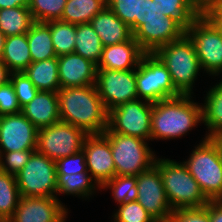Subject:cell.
<instances>
[{
	"instance_id": "cell-1",
	"label": "cell",
	"mask_w": 222,
	"mask_h": 222,
	"mask_svg": "<svg viewBox=\"0 0 222 222\" xmlns=\"http://www.w3.org/2000/svg\"><path fill=\"white\" fill-rule=\"evenodd\" d=\"M60 121L83 129L87 134H101L108 127V112L96 85L60 88Z\"/></svg>"
},
{
	"instance_id": "cell-2",
	"label": "cell",
	"mask_w": 222,
	"mask_h": 222,
	"mask_svg": "<svg viewBox=\"0 0 222 222\" xmlns=\"http://www.w3.org/2000/svg\"><path fill=\"white\" fill-rule=\"evenodd\" d=\"M191 99L180 95L153 103L151 141L180 138L202 123V106Z\"/></svg>"
},
{
	"instance_id": "cell-3",
	"label": "cell",
	"mask_w": 222,
	"mask_h": 222,
	"mask_svg": "<svg viewBox=\"0 0 222 222\" xmlns=\"http://www.w3.org/2000/svg\"><path fill=\"white\" fill-rule=\"evenodd\" d=\"M154 54L166 66L175 89L181 95H192L193 85L202 68L189 36L185 33L181 38L159 47Z\"/></svg>"
},
{
	"instance_id": "cell-4",
	"label": "cell",
	"mask_w": 222,
	"mask_h": 222,
	"mask_svg": "<svg viewBox=\"0 0 222 222\" xmlns=\"http://www.w3.org/2000/svg\"><path fill=\"white\" fill-rule=\"evenodd\" d=\"M154 165L159 169L172 210L200 208L208 204L209 200L183 162L156 158Z\"/></svg>"
},
{
	"instance_id": "cell-5",
	"label": "cell",
	"mask_w": 222,
	"mask_h": 222,
	"mask_svg": "<svg viewBox=\"0 0 222 222\" xmlns=\"http://www.w3.org/2000/svg\"><path fill=\"white\" fill-rule=\"evenodd\" d=\"M183 161L209 201L222 200V158L206 136Z\"/></svg>"
},
{
	"instance_id": "cell-6",
	"label": "cell",
	"mask_w": 222,
	"mask_h": 222,
	"mask_svg": "<svg viewBox=\"0 0 222 222\" xmlns=\"http://www.w3.org/2000/svg\"><path fill=\"white\" fill-rule=\"evenodd\" d=\"M108 138L117 176H137L150 169L156 154L147 141L117 132H103Z\"/></svg>"
},
{
	"instance_id": "cell-7",
	"label": "cell",
	"mask_w": 222,
	"mask_h": 222,
	"mask_svg": "<svg viewBox=\"0 0 222 222\" xmlns=\"http://www.w3.org/2000/svg\"><path fill=\"white\" fill-rule=\"evenodd\" d=\"M139 99L156 103L181 94L175 89L166 66L154 53H145L136 68Z\"/></svg>"
},
{
	"instance_id": "cell-8",
	"label": "cell",
	"mask_w": 222,
	"mask_h": 222,
	"mask_svg": "<svg viewBox=\"0 0 222 222\" xmlns=\"http://www.w3.org/2000/svg\"><path fill=\"white\" fill-rule=\"evenodd\" d=\"M204 72L218 76L222 72V33L207 15H198L186 29Z\"/></svg>"
},
{
	"instance_id": "cell-9",
	"label": "cell",
	"mask_w": 222,
	"mask_h": 222,
	"mask_svg": "<svg viewBox=\"0 0 222 222\" xmlns=\"http://www.w3.org/2000/svg\"><path fill=\"white\" fill-rule=\"evenodd\" d=\"M21 197H57L56 162L34 151L15 175Z\"/></svg>"
},
{
	"instance_id": "cell-10",
	"label": "cell",
	"mask_w": 222,
	"mask_h": 222,
	"mask_svg": "<svg viewBox=\"0 0 222 222\" xmlns=\"http://www.w3.org/2000/svg\"><path fill=\"white\" fill-rule=\"evenodd\" d=\"M87 135L81 128L58 121L38 130L36 151L56 162L82 150Z\"/></svg>"
},
{
	"instance_id": "cell-11",
	"label": "cell",
	"mask_w": 222,
	"mask_h": 222,
	"mask_svg": "<svg viewBox=\"0 0 222 222\" xmlns=\"http://www.w3.org/2000/svg\"><path fill=\"white\" fill-rule=\"evenodd\" d=\"M153 103L136 99L108 112V127L104 132L151 140V115Z\"/></svg>"
},
{
	"instance_id": "cell-12",
	"label": "cell",
	"mask_w": 222,
	"mask_h": 222,
	"mask_svg": "<svg viewBox=\"0 0 222 222\" xmlns=\"http://www.w3.org/2000/svg\"><path fill=\"white\" fill-rule=\"evenodd\" d=\"M95 85L107 112L138 99L136 70L97 69Z\"/></svg>"
},
{
	"instance_id": "cell-13",
	"label": "cell",
	"mask_w": 222,
	"mask_h": 222,
	"mask_svg": "<svg viewBox=\"0 0 222 222\" xmlns=\"http://www.w3.org/2000/svg\"><path fill=\"white\" fill-rule=\"evenodd\" d=\"M137 202L150 213L157 222H169L172 209L168 201L159 169L153 165L136 176Z\"/></svg>"
},
{
	"instance_id": "cell-14",
	"label": "cell",
	"mask_w": 222,
	"mask_h": 222,
	"mask_svg": "<svg viewBox=\"0 0 222 222\" xmlns=\"http://www.w3.org/2000/svg\"><path fill=\"white\" fill-rule=\"evenodd\" d=\"M38 130L22 113L0 116V153L36 149Z\"/></svg>"
},
{
	"instance_id": "cell-15",
	"label": "cell",
	"mask_w": 222,
	"mask_h": 222,
	"mask_svg": "<svg viewBox=\"0 0 222 222\" xmlns=\"http://www.w3.org/2000/svg\"><path fill=\"white\" fill-rule=\"evenodd\" d=\"M87 171L101 187L116 176L113 155L108 138L103 134H88L84 140Z\"/></svg>"
},
{
	"instance_id": "cell-16",
	"label": "cell",
	"mask_w": 222,
	"mask_h": 222,
	"mask_svg": "<svg viewBox=\"0 0 222 222\" xmlns=\"http://www.w3.org/2000/svg\"><path fill=\"white\" fill-rule=\"evenodd\" d=\"M186 29L174 18L146 20L133 37L145 53H154L159 47L181 38Z\"/></svg>"
},
{
	"instance_id": "cell-17",
	"label": "cell",
	"mask_w": 222,
	"mask_h": 222,
	"mask_svg": "<svg viewBox=\"0 0 222 222\" xmlns=\"http://www.w3.org/2000/svg\"><path fill=\"white\" fill-rule=\"evenodd\" d=\"M68 209L57 197H21L8 222H57Z\"/></svg>"
},
{
	"instance_id": "cell-18",
	"label": "cell",
	"mask_w": 222,
	"mask_h": 222,
	"mask_svg": "<svg viewBox=\"0 0 222 222\" xmlns=\"http://www.w3.org/2000/svg\"><path fill=\"white\" fill-rule=\"evenodd\" d=\"M58 75L61 88L96 84L97 65L76 53L58 57Z\"/></svg>"
},
{
	"instance_id": "cell-19",
	"label": "cell",
	"mask_w": 222,
	"mask_h": 222,
	"mask_svg": "<svg viewBox=\"0 0 222 222\" xmlns=\"http://www.w3.org/2000/svg\"><path fill=\"white\" fill-rule=\"evenodd\" d=\"M145 52L132 37L129 41L103 47L97 69L136 70Z\"/></svg>"
},
{
	"instance_id": "cell-20",
	"label": "cell",
	"mask_w": 222,
	"mask_h": 222,
	"mask_svg": "<svg viewBox=\"0 0 222 222\" xmlns=\"http://www.w3.org/2000/svg\"><path fill=\"white\" fill-rule=\"evenodd\" d=\"M21 113L38 129L60 121L57 92L38 91L36 96L21 108Z\"/></svg>"
},
{
	"instance_id": "cell-21",
	"label": "cell",
	"mask_w": 222,
	"mask_h": 222,
	"mask_svg": "<svg viewBox=\"0 0 222 222\" xmlns=\"http://www.w3.org/2000/svg\"><path fill=\"white\" fill-rule=\"evenodd\" d=\"M90 24L99 35L104 47L129 41L133 37L130 27L117 17L108 6L97 13Z\"/></svg>"
},
{
	"instance_id": "cell-22",
	"label": "cell",
	"mask_w": 222,
	"mask_h": 222,
	"mask_svg": "<svg viewBox=\"0 0 222 222\" xmlns=\"http://www.w3.org/2000/svg\"><path fill=\"white\" fill-rule=\"evenodd\" d=\"M39 91L58 92V57L31 62L23 71Z\"/></svg>"
},
{
	"instance_id": "cell-23",
	"label": "cell",
	"mask_w": 222,
	"mask_h": 222,
	"mask_svg": "<svg viewBox=\"0 0 222 222\" xmlns=\"http://www.w3.org/2000/svg\"><path fill=\"white\" fill-rule=\"evenodd\" d=\"M2 62L11 72H23L32 62L27 34L6 37Z\"/></svg>"
},
{
	"instance_id": "cell-24",
	"label": "cell",
	"mask_w": 222,
	"mask_h": 222,
	"mask_svg": "<svg viewBox=\"0 0 222 222\" xmlns=\"http://www.w3.org/2000/svg\"><path fill=\"white\" fill-rule=\"evenodd\" d=\"M26 34L32 62L57 57L52 44L50 26L46 22L35 21Z\"/></svg>"
},
{
	"instance_id": "cell-25",
	"label": "cell",
	"mask_w": 222,
	"mask_h": 222,
	"mask_svg": "<svg viewBox=\"0 0 222 222\" xmlns=\"http://www.w3.org/2000/svg\"><path fill=\"white\" fill-rule=\"evenodd\" d=\"M201 106L202 123L208 128L206 137L222 132V81L209 89Z\"/></svg>"
},
{
	"instance_id": "cell-26",
	"label": "cell",
	"mask_w": 222,
	"mask_h": 222,
	"mask_svg": "<svg viewBox=\"0 0 222 222\" xmlns=\"http://www.w3.org/2000/svg\"><path fill=\"white\" fill-rule=\"evenodd\" d=\"M75 38L74 53L98 65L104 46L92 25L90 23L77 24Z\"/></svg>"
},
{
	"instance_id": "cell-27",
	"label": "cell",
	"mask_w": 222,
	"mask_h": 222,
	"mask_svg": "<svg viewBox=\"0 0 222 222\" xmlns=\"http://www.w3.org/2000/svg\"><path fill=\"white\" fill-rule=\"evenodd\" d=\"M96 185V186H95ZM101 187L91 177L89 172L74 174H57V192L58 194L74 195L89 198L94 194V190Z\"/></svg>"
},
{
	"instance_id": "cell-28",
	"label": "cell",
	"mask_w": 222,
	"mask_h": 222,
	"mask_svg": "<svg viewBox=\"0 0 222 222\" xmlns=\"http://www.w3.org/2000/svg\"><path fill=\"white\" fill-rule=\"evenodd\" d=\"M34 22L28 7L0 9V30L5 37L27 33Z\"/></svg>"
},
{
	"instance_id": "cell-29",
	"label": "cell",
	"mask_w": 222,
	"mask_h": 222,
	"mask_svg": "<svg viewBox=\"0 0 222 222\" xmlns=\"http://www.w3.org/2000/svg\"><path fill=\"white\" fill-rule=\"evenodd\" d=\"M105 6L106 0H67L60 20L76 25L90 23Z\"/></svg>"
},
{
	"instance_id": "cell-30",
	"label": "cell",
	"mask_w": 222,
	"mask_h": 222,
	"mask_svg": "<svg viewBox=\"0 0 222 222\" xmlns=\"http://www.w3.org/2000/svg\"><path fill=\"white\" fill-rule=\"evenodd\" d=\"M46 23L50 26L52 44L57 57L74 53L76 24L61 20H53Z\"/></svg>"
},
{
	"instance_id": "cell-31",
	"label": "cell",
	"mask_w": 222,
	"mask_h": 222,
	"mask_svg": "<svg viewBox=\"0 0 222 222\" xmlns=\"http://www.w3.org/2000/svg\"><path fill=\"white\" fill-rule=\"evenodd\" d=\"M20 199L15 175L0 170V217L8 220L15 212Z\"/></svg>"
},
{
	"instance_id": "cell-32",
	"label": "cell",
	"mask_w": 222,
	"mask_h": 222,
	"mask_svg": "<svg viewBox=\"0 0 222 222\" xmlns=\"http://www.w3.org/2000/svg\"><path fill=\"white\" fill-rule=\"evenodd\" d=\"M154 1L165 16L176 19L185 29H187L198 16L192 0Z\"/></svg>"
},
{
	"instance_id": "cell-33",
	"label": "cell",
	"mask_w": 222,
	"mask_h": 222,
	"mask_svg": "<svg viewBox=\"0 0 222 222\" xmlns=\"http://www.w3.org/2000/svg\"><path fill=\"white\" fill-rule=\"evenodd\" d=\"M111 189L115 202L119 204L137 201L138 189L136 176H114L105 182L101 189Z\"/></svg>"
},
{
	"instance_id": "cell-34",
	"label": "cell",
	"mask_w": 222,
	"mask_h": 222,
	"mask_svg": "<svg viewBox=\"0 0 222 222\" xmlns=\"http://www.w3.org/2000/svg\"><path fill=\"white\" fill-rule=\"evenodd\" d=\"M67 0H30L29 10L36 22L60 20Z\"/></svg>"
},
{
	"instance_id": "cell-35",
	"label": "cell",
	"mask_w": 222,
	"mask_h": 222,
	"mask_svg": "<svg viewBox=\"0 0 222 222\" xmlns=\"http://www.w3.org/2000/svg\"><path fill=\"white\" fill-rule=\"evenodd\" d=\"M114 213V222H157L137 201L119 204Z\"/></svg>"
},
{
	"instance_id": "cell-36",
	"label": "cell",
	"mask_w": 222,
	"mask_h": 222,
	"mask_svg": "<svg viewBox=\"0 0 222 222\" xmlns=\"http://www.w3.org/2000/svg\"><path fill=\"white\" fill-rule=\"evenodd\" d=\"M112 12L135 32V18H139L140 0H106Z\"/></svg>"
},
{
	"instance_id": "cell-37",
	"label": "cell",
	"mask_w": 222,
	"mask_h": 222,
	"mask_svg": "<svg viewBox=\"0 0 222 222\" xmlns=\"http://www.w3.org/2000/svg\"><path fill=\"white\" fill-rule=\"evenodd\" d=\"M10 81L21 108L27 105L39 91L24 72H11Z\"/></svg>"
},
{
	"instance_id": "cell-38",
	"label": "cell",
	"mask_w": 222,
	"mask_h": 222,
	"mask_svg": "<svg viewBox=\"0 0 222 222\" xmlns=\"http://www.w3.org/2000/svg\"><path fill=\"white\" fill-rule=\"evenodd\" d=\"M34 151L36 149L0 153V170L17 175L24 168Z\"/></svg>"
},
{
	"instance_id": "cell-39",
	"label": "cell",
	"mask_w": 222,
	"mask_h": 222,
	"mask_svg": "<svg viewBox=\"0 0 222 222\" xmlns=\"http://www.w3.org/2000/svg\"><path fill=\"white\" fill-rule=\"evenodd\" d=\"M56 171L57 174H76L88 172L86 165V155L83 149L73 155L57 160Z\"/></svg>"
},
{
	"instance_id": "cell-40",
	"label": "cell",
	"mask_w": 222,
	"mask_h": 222,
	"mask_svg": "<svg viewBox=\"0 0 222 222\" xmlns=\"http://www.w3.org/2000/svg\"><path fill=\"white\" fill-rule=\"evenodd\" d=\"M169 222H210L209 202L200 208H181L172 211Z\"/></svg>"
},
{
	"instance_id": "cell-41",
	"label": "cell",
	"mask_w": 222,
	"mask_h": 222,
	"mask_svg": "<svg viewBox=\"0 0 222 222\" xmlns=\"http://www.w3.org/2000/svg\"><path fill=\"white\" fill-rule=\"evenodd\" d=\"M21 113L16 93L11 81L0 85V116Z\"/></svg>"
},
{
	"instance_id": "cell-42",
	"label": "cell",
	"mask_w": 222,
	"mask_h": 222,
	"mask_svg": "<svg viewBox=\"0 0 222 222\" xmlns=\"http://www.w3.org/2000/svg\"><path fill=\"white\" fill-rule=\"evenodd\" d=\"M164 17L166 16L159 10L154 0H140L139 18H135V31L146 20L163 19Z\"/></svg>"
},
{
	"instance_id": "cell-43",
	"label": "cell",
	"mask_w": 222,
	"mask_h": 222,
	"mask_svg": "<svg viewBox=\"0 0 222 222\" xmlns=\"http://www.w3.org/2000/svg\"><path fill=\"white\" fill-rule=\"evenodd\" d=\"M198 15H207L222 0H192Z\"/></svg>"
},
{
	"instance_id": "cell-44",
	"label": "cell",
	"mask_w": 222,
	"mask_h": 222,
	"mask_svg": "<svg viewBox=\"0 0 222 222\" xmlns=\"http://www.w3.org/2000/svg\"><path fill=\"white\" fill-rule=\"evenodd\" d=\"M210 222H222V200L209 201Z\"/></svg>"
},
{
	"instance_id": "cell-45",
	"label": "cell",
	"mask_w": 222,
	"mask_h": 222,
	"mask_svg": "<svg viewBox=\"0 0 222 222\" xmlns=\"http://www.w3.org/2000/svg\"><path fill=\"white\" fill-rule=\"evenodd\" d=\"M30 0H0V9L14 7H29Z\"/></svg>"
},
{
	"instance_id": "cell-46",
	"label": "cell",
	"mask_w": 222,
	"mask_h": 222,
	"mask_svg": "<svg viewBox=\"0 0 222 222\" xmlns=\"http://www.w3.org/2000/svg\"><path fill=\"white\" fill-rule=\"evenodd\" d=\"M11 71L9 68L0 61V85L5 84L7 81L10 80Z\"/></svg>"
},
{
	"instance_id": "cell-47",
	"label": "cell",
	"mask_w": 222,
	"mask_h": 222,
	"mask_svg": "<svg viewBox=\"0 0 222 222\" xmlns=\"http://www.w3.org/2000/svg\"><path fill=\"white\" fill-rule=\"evenodd\" d=\"M208 138L216 146L219 155L222 158V132H218L217 134H212Z\"/></svg>"
},
{
	"instance_id": "cell-48",
	"label": "cell",
	"mask_w": 222,
	"mask_h": 222,
	"mask_svg": "<svg viewBox=\"0 0 222 222\" xmlns=\"http://www.w3.org/2000/svg\"><path fill=\"white\" fill-rule=\"evenodd\" d=\"M209 18H222V1L216 5L208 14Z\"/></svg>"
},
{
	"instance_id": "cell-49",
	"label": "cell",
	"mask_w": 222,
	"mask_h": 222,
	"mask_svg": "<svg viewBox=\"0 0 222 222\" xmlns=\"http://www.w3.org/2000/svg\"><path fill=\"white\" fill-rule=\"evenodd\" d=\"M5 40H6V37L3 34V32L0 30V61L2 60V57H3Z\"/></svg>"
},
{
	"instance_id": "cell-50",
	"label": "cell",
	"mask_w": 222,
	"mask_h": 222,
	"mask_svg": "<svg viewBox=\"0 0 222 222\" xmlns=\"http://www.w3.org/2000/svg\"><path fill=\"white\" fill-rule=\"evenodd\" d=\"M222 33V18H210Z\"/></svg>"
},
{
	"instance_id": "cell-51",
	"label": "cell",
	"mask_w": 222,
	"mask_h": 222,
	"mask_svg": "<svg viewBox=\"0 0 222 222\" xmlns=\"http://www.w3.org/2000/svg\"><path fill=\"white\" fill-rule=\"evenodd\" d=\"M67 213H68V211L57 222H66L65 220H66L67 215H68Z\"/></svg>"
},
{
	"instance_id": "cell-52",
	"label": "cell",
	"mask_w": 222,
	"mask_h": 222,
	"mask_svg": "<svg viewBox=\"0 0 222 222\" xmlns=\"http://www.w3.org/2000/svg\"><path fill=\"white\" fill-rule=\"evenodd\" d=\"M0 222H8L7 220L4 219H0Z\"/></svg>"
}]
</instances>
